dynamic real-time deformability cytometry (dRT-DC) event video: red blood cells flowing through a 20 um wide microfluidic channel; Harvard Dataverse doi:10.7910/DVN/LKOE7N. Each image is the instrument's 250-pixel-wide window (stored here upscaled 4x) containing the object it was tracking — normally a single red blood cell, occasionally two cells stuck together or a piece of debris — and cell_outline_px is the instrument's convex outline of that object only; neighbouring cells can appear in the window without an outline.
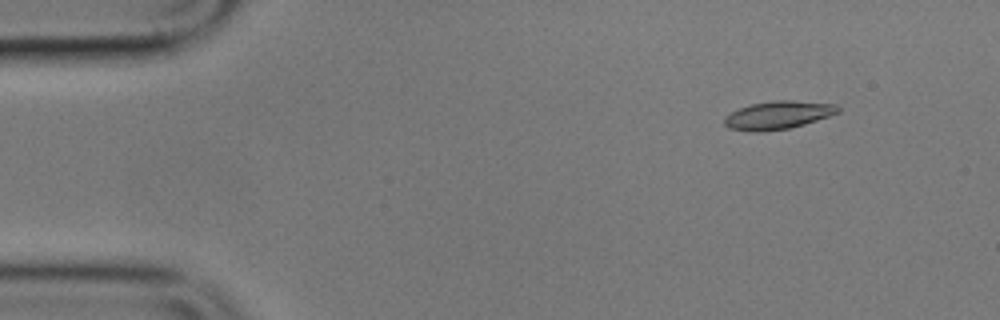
{"species": "common noctule bat (a hibernating species)", "species_latin": "Nyctalus noctula", "temperature_condition": "cold", "stored_images_in_passage": 9, "camera_frame_rate_fps": 3000, "um_per_image_px": 0.085, "animal": {"sex": "male", "body_mass_g": 17.9}, "frame": {"image": 1, "passage_image": 2, "time_ms": 1.0, "image_size_px": [1000, 320], "cell_outline_px": [[840, 112], [804, 124], [788, 128], [760, 132], [752, 132], [728, 128], [724, 124], [724, 116], [740, 108], [752, 104], [776, 100], [792, 100], [836, 104], [840, 108]], "centroid_in_image_um": [66.12, 9.78], "position_along_channel_um": 18.9, "area_um2": 18.5}}
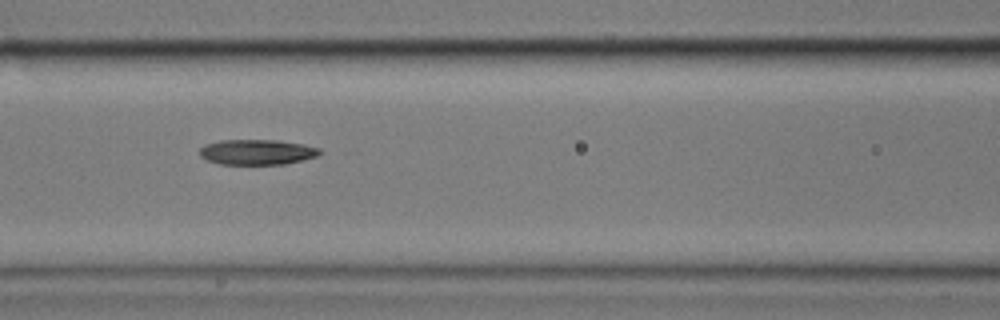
{"frame": {"image": 2, "passage_image": 7, "time_ms": 7.0, "image_size_px": [1000, 320], "cell_outline_px": [[328, 152], [320, 156], [284, 164], [220, 164], [208, 160], [200, 156], [200, 148], [204, 144], [220, 140], [276, 140], [304, 144], [320, 148]], "centroid_in_image_um": [21.93, 12.92], "position_along_channel_um": 144.7, "area_um2": 17.98}}
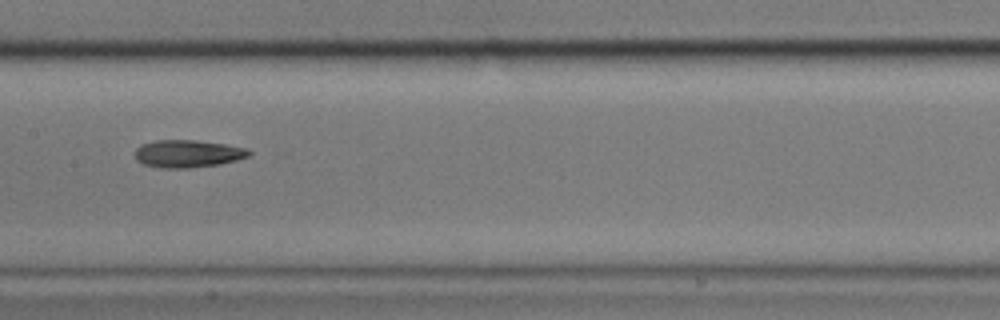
{"frame": {"image": 3, "passage_image": 8, "time_ms": 8.333, "image_size_px": [1000, 320], "cell_outline_px": [[252, 152], [248, 156], [236, 160], [220, 164], [192, 168], [160, 168], [144, 164], [136, 160], [136, 148], [140, 144], [156, 140], [196, 140], [228, 144], [248, 148]], "centroid_in_image_um": [15.98, 13.06], "position_along_channel_um": 191.4, "area_um2": 18.5}}